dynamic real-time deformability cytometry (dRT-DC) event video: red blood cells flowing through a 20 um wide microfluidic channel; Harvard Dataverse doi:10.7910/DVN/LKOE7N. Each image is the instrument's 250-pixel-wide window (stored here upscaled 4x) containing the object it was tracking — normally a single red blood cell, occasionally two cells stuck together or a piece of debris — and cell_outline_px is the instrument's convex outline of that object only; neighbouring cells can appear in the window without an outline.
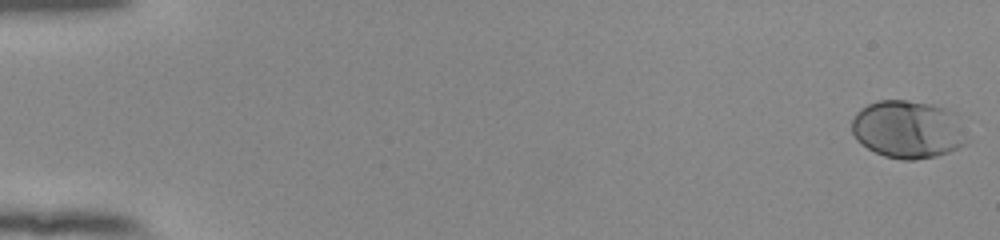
{"species": "human", "species_latin": "Homo sapiens", "temperature_condition": "room temperature", "stored_images_in_passage": 55, "camera_frame_rate_fps": 3000, "um_per_image_px": 0.085, "donor": {"sex": "female"}, "frame": {"image": 1, "passage_image": 1, "time_ms": 0.0, "image_size_px": [1000, 240], "cell_outline_px": [[968, 144], [948, 152], [936, 156], [916, 160], [900, 160], [884, 156], [860, 144], [856, 140], [852, 132], [852, 120], [856, 112], [860, 108], [868, 104], [880, 100], [908, 100], [932, 104], [956, 112], [968, 140]], "centroid_in_image_um": [77.18, 11.0], "position_along_channel_um": 7.8, "area_um2": 39.3}}
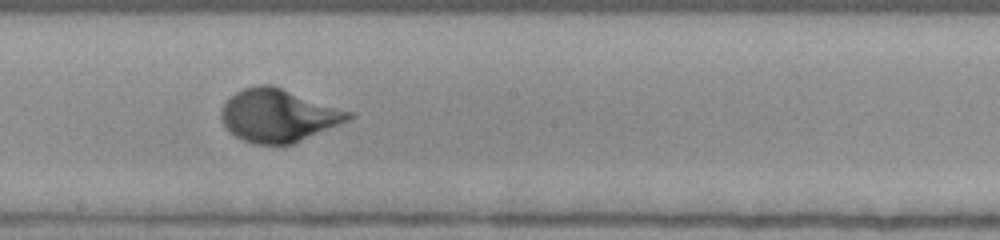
{"frame": {"image": 2, "passage_image": 32, "time_ms": 10.333, "image_size_px": [1000, 240], "cell_outline_px": [[356, 116], [348, 120], [292, 144], [256, 144], [244, 140], [236, 136], [220, 120], [220, 112], [228, 96], [244, 88], [256, 84], [272, 84], [356, 112]], "centroid_in_image_um": [23.69, 9.78], "position_along_channel_um": 224.5, "area_um2": 39.48}}
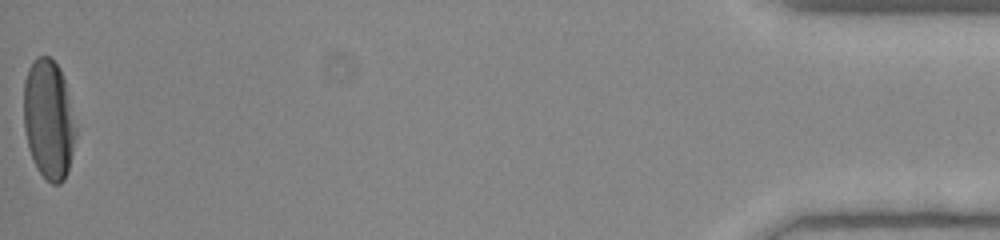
{"frame": {"image": 3, "passage_image": 55, "time_ms": 18.0, "image_size_px": [1000, 240], "cell_outline_px": [[76, 136], [68, 168], [64, 180], [60, 184], [52, 184], [36, 168], [32, 160], [28, 148], [24, 128], [24, 80], [28, 68], [36, 56], [48, 56], [60, 68], [64, 80], [76, 128]], "centroid_in_image_um": [4.11, 10.15], "position_along_channel_um": 431.1, "area_um2": 36.13}, "authors_computed_cell_mechanics": {"area_um2": 37.3388, "velocity_mm_per_s": 3.8545, "shape_relaxation_time_tau1_ms": 3.4524, "shape_relaxation_time_tau2_ms": null, "deformation_change_tau1": 0.1871, "deformation_change_tau2": null}}